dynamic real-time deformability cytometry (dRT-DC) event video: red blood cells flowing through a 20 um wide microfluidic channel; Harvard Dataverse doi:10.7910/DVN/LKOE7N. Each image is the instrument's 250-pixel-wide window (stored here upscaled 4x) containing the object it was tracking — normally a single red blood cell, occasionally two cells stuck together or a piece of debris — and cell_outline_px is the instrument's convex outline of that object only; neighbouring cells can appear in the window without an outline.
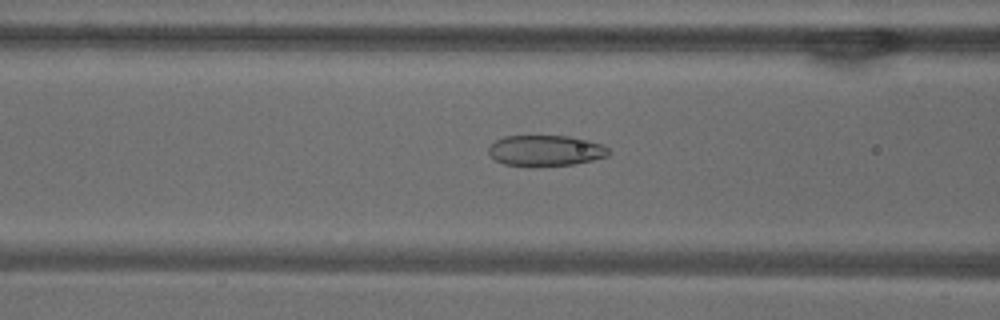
{"species": "common noctule bat (a hibernating species)", "species_latin": "Nyctalus noctula", "temperature_condition": "warm", "stored_images_in_passage": 48, "camera_frame_rate_fps": 3000, "um_per_image_px": 0.085, "animal": {"sex": "male", "body_mass_g": 18.8}, "frame": {"image": 1, "passage_image": 16, "time_ms": 5.0, "image_size_px": [1000, 320], "cell_outline_px": [[608, 156], [592, 160], [572, 164], [532, 168], [504, 164], [496, 160], [488, 152], [488, 148], [496, 140], [504, 136], [568, 136], [588, 140], [600, 144], [608, 148]], "centroid_in_image_um": [46.34, 12.82], "position_along_channel_um": 120.3, "area_um2": 21.73}}
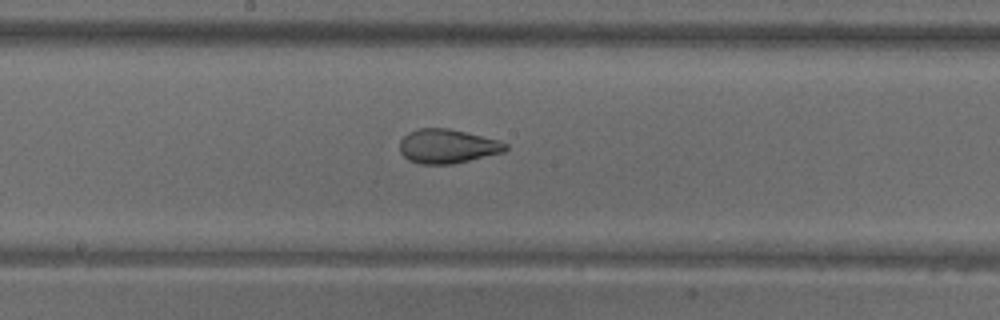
{"frame": {"image": 2, "passage_image": 23, "time_ms": 7.333, "image_size_px": [1000, 320], "cell_outline_px": [[508, 148], [504, 152], [452, 164], [420, 164], [408, 160], [400, 152], [400, 140], [408, 132], [416, 128], [448, 128], [500, 140], [508, 144]], "centroid_in_image_um": [38.02, 12.42], "position_along_channel_um": 210.2, "area_um2": 21.15}}
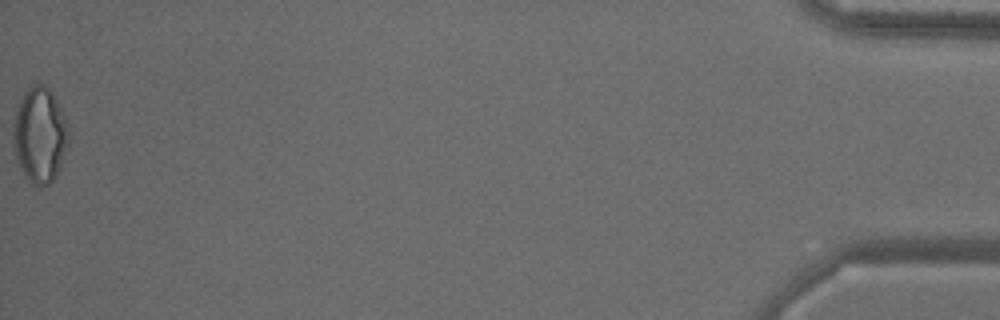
{"frame": {"image": 3, "passage_image": 48, "time_ms": 15.667, "image_size_px": [1000, 320], "cell_outline_px": [[68, 148], [56, 176], [48, 184], [40, 188], [36, 188], [24, 176], [16, 160], [12, 132], [16, 108], [24, 92], [32, 84], [44, 84], [52, 92], [64, 116], [68, 128]], "centroid_in_image_um": [3.37, 11.51], "position_along_channel_um": 431.8, "area_um2": 31.1}, "authors_computed_cell_mechanics": {"area_um2": 24.2182, "velocity_mm_per_s": 3.8496, "shape_relaxation_time_tau1_ms": null, "shape_relaxation_time_tau2_ms": 1.007, "deformation_change_tau1": null, "deformation_change_tau2": 0.0678}}